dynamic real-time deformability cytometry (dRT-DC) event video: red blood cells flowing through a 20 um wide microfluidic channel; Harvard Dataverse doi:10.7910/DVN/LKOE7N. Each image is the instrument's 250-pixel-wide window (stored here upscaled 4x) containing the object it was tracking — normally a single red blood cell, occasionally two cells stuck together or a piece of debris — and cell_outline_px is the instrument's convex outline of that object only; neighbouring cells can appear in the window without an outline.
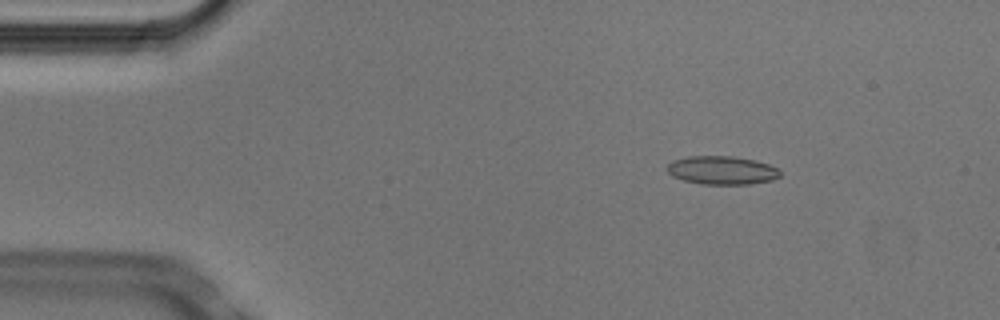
{"species": "Egyptian fruit bat (a non-hibernating species)", "species_latin": "Rousettus aegyptiacus", "temperature_condition": "cold", "stored_images_in_passage": 3, "camera_frame_rate_fps": 3000, "um_per_image_px": 0.085, "animal": {"sex": "male"}, "frame": {"image": 1, "passage_image": 2, "time_ms": 0.333, "image_size_px": [1000, 320], "cell_outline_px": [[780, 176], [772, 180], [748, 184], [700, 184], [684, 180], [672, 176], [668, 172], [668, 164], [672, 160], [688, 156], [732, 156], [756, 160], [768, 164], [776, 168], [780, 172]], "centroid_in_image_um": [61.35, 14.47], "position_along_channel_um": 23.7, "area_um2": 18.67}}